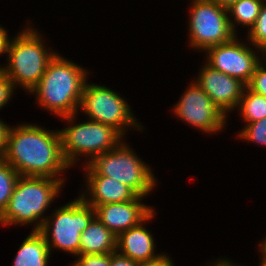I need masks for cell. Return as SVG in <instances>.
<instances>
[{"label":"cell","mask_w":266,"mask_h":266,"mask_svg":"<svg viewBox=\"0 0 266 266\" xmlns=\"http://www.w3.org/2000/svg\"><path fill=\"white\" fill-rule=\"evenodd\" d=\"M3 159L21 176L52 177L70 166L61 151L59 130H46L32 124L9 126Z\"/></svg>","instance_id":"1"},{"label":"cell","mask_w":266,"mask_h":266,"mask_svg":"<svg viewBox=\"0 0 266 266\" xmlns=\"http://www.w3.org/2000/svg\"><path fill=\"white\" fill-rule=\"evenodd\" d=\"M87 74L86 69L56 53L38 85L30 93L38 97L36 100L43 109L74 124Z\"/></svg>","instance_id":"2"},{"label":"cell","mask_w":266,"mask_h":266,"mask_svg":"<svg viewBox=\"0 0 266 266\" xmlns=\"http://www.w3.org/2000/svg\"><path fill=\"white\" fill-rule=\"evenodd\" d=\"M63 184L62 179L20 175L7 207L0 214V224L23 226L35 223L32 230H40L46 220L43 215Z\"/></svg>","instance_id":"3"},{"label":"cell","mask_w":266,"mask_h":266,"mask_svg":"<svg viewBox=\"0 0 266 266\" xmlns=\"http://www.w3.org/2000/svg\"><path fill=\"white\" fill-rule=\"evenodd\" d=\"M43 43L40 33L32 27H26L14 39H9L8 65L0 70L12 81L15 89L20 85L26 92H31L38 85L48 63L56 55Z\"/></svg>","instance_id":"4"},{"label":"cell","mask_w":266,"mask_h":266,"mask_svg":"<svg viewBox=\"0 0 266 266\" xmlns=\"http://www.w3.org/2000/svg\"><path fill=\"white\" fill-rule=\"evenodd\" d=\"M121 141L114 149L95 156L84 164L86 175H101L118 180L137 195L145 197L155 189L156 178L132 148Z\"/></svg>","instance_id":"5"},{"label":"cell","mask_w":266,"mask_h":266,"mask_svg":"<svg viewBox=\"0 0 266 266\" xmlns=\"http://www.w3.org/2000/svg\"><path fill=\"white\" fill-rule=\"evenodd\" d=\"M95 217V210L80 196L46 216L39 230L46 239L49 250L61 249L79 256L81 233ZM51 236V237H50Z\"/></svg>","instance_id":"6"},{"label":"cell","mask_w":266,"mask_h":266,"mask_svg":"<svg viewBox=\"0 0 266 266\" xmlns=\"http://www.w3.org/2000/svg\"><path fill=\"white\" fill-rule=\"evenodd\" d=\"M59 133L62 155L70 168L76 165L79 156L89 157L84 162L87 164L95 156L114 149L125 137L114 127L89 119L67 126Z\"/></svg>","instance_id":"7"},{"label":"cell","mask_w":266,"mask_h":266,"mask_svg":"<svg viewBox=\"0 0 266 266\" xmlns=\"http://www.w3.org/2000/svg\"><path fill=\"white\" fill-rule=\"evenodd\" d=\"M189 13V45L195 50L204 52L236 36L227 8L214 0H193Z\"/></svg>","instance_id":"8"},{"label":"cell","mask_w":266,"mask_h":266,"mask_svg":"<svg viewBox=\"0 0 266 266\" xmlns=\"http://www.w3.org/2000/svg\"><path fill=\"white\" fill-rule=\"evenodd\" d=\"M110 89L86 82L79 108L89 120L110 125L123 136L129 126L142 130L144 127L137 122L127 101Z\"/></svg>","instance_id":"9"},{"label":"cell","mask_w":266,"mask_h":266,"mask_svg":"<svg viewBox=\"0 0 266 266\" xmlns=\"http://www.w3.org/2000/svg\"><path fill=\"white\" fill-rule=\"evenodd\" d=\"M187 88L174 106V115L205 133L221 132L227 115L213 103L196 81Z\"/></svg>","instance_id":"10"},{"label":"cell","mask_w":266,"mask_h":266,"mask_svg":"<svg viewBox=\"0 0 266 266\" xmlns=\"http://www.w3.org/2000/svg\"><path fill=\"white\" fill-rule=\"evenodd\" d=\"M206 63L213 69L239 79L247 85L261 61L260 55L255 54L245 42H239L237 35L226 43L208 48Z\"/></svg>","instance_id":"11"},{"label":"cell","mask_w":266,"mask_h":266,"mask_svg":"<svg viewBox=\"0 0 266 266\" xmlns=\"http://www.w3.org/2000/svg\"><path fill=\"white\" fill-rule=\"evenodd\" d=\"M196 79L197 84L225 115L236 109L246 86L239 79L213 69L206 62Z\"/></svg>","instance_id":"12"},{"label":"cell","mask_w":266,"mask_h":266,"mask_svg":"<svg viewBox=\"0 0 266 266\" xmlns=\"http://www.w3.org/2000/svg\"><path fill=\"white\" fill-rule=\"evenodd\" d=\"M142 196L137 195L133 200L121 203L97 205L95 216L115 236L139 225L153 211L152 206L142 203Z\"/></svg>","instance_id":"13"},{"label":"cell","mask_w":266,"mask_h":266,"mask_svg":"<svg viewBox=\"0 0 266 266\" xmlns=\"http://www.w3.org/2000/svg\"><path fill=\"white\" fill-rule=\"evenodd\" d=\"M155 215L153 211L139 225L132 227L117 236L116 251L136 262L154 261L164 254H155L153 235L145 228V222ZM144 223V225H143Z\"/></svg>","instance_id":"14"},{"label":"cell","mask_w":266,"mask_h":266,"mask_svg":"<svg viewBox=\"0 0 266 266\" xmlns=\"http://www.w3.org/2000/svg\"><path fill=\"white\" fill-rule=\"evenodd\" d=\"M86 178L87 190L79 196L93 208L102 204L131 201L137 196L130 187L114 178L101 175H86Z\"/></svg>","instance_id":"15"},{"label":"cell","mask_w":266,"mask_h":266,"mask_svg":"<svg viewBox=\"0 0 266 266\" xmlns=\"http://www.w3.org/2000/svg\"><path fill=\"white\" fill-rule=\"evenodd\" d=\"M117 236L95 216L81 233L79 255L111 254L116 251Z\"/></svg>","instance_id":"16"},{"label":"cell","mask_w":266,"mask_h":266,"mask_svg":"<svg viewBox=\"0 0 266 266\" xmlns=\"http://www.w3.org/2000/svg\"><path fill=\"white\" fill-rule=\"evenodd\" d=\"M51 251L39 230H32L20 245L12 266H47Z\"/></svg>","instance_id":"17"},{"label":"cell","mask_w":266,"mask_h":266,"mask_svg":"<svg viewBox=\"0 0 266 266\" xmlns=\"http://www.w3.org/2000/svg\"><path fill=\"white\" fill-rule=\"evenodd\" d=\"M266 0H238L227 7L228 16H233L231 19L229 17V23L232 31L235 32L237 29L235 27L238 24H242L248 29H250L257 20L260 13L261 7ZM237 24V25H236Z\"/></svg>","instance_id":"18"},{"label":"cell","mask_w":266,"mask_h":266,"mask_svg":"<svg viewBox=\"0 0 266 266\" xmlns=\"http://www.w3.org/2000/svg\"><path fill=\"white\" fill-rule=\"evenodd\" d=\"M237 108L247 124L261 120L266 118V97L251 91L245 86Z\"/></svg>","instance_id":"19"},{"label":"cell","mask_w":266,"mask_h":266,"mask_svg":"<svg viewBox=\"0 0 266 266\" xmlns=\"http://www.w3.org/2000/svg\"><path fill=\"white\" fill-rule=\"evenodd\" d=\"M19 176L7 161L0 159V214L7 207Z\"/></svg>","instance_id":"20"},{"label":"cell","mask_w":266,"mask_h":266,"mask_svg":"<svg viewBox=\"0 0 266 266\" xmlns=\"http://www.w3.org/2000/svg\"><path fill=\"white\" fill-rule=\"evenodd\" d=\"M248 41L252 47L261 52L263 57L266 55V3L261 7L260 13L254 25L248 30ZM259 50V51H258Z\"/></svg>","instance_id":"21"},{"label":"cell","mask_w":266,"mask_h":266,"mask_svg":"<svg viewBox=\"0 0 266 266\" xmlns=\"http://www.w3.org/2000/svg\"><path fill=\"white\" fill-rule=\"evenodd\" d=\"M238 136L242 138L243 141L256 142V144H262V146L266 147V118L246 124L244 129H241Z\"/></svg>","instance_id":"22"},{"label":"cell","mask_w":266,"mask_h":266,"mask_svg":"<svg viewBox=\"0 0 266 266\" xmlns=\"http://www.w3.org/2000/svg\"><path fill=\"white\" fill-rule=\"evenodd\" d=\"M251 91L266 97V67L260 61L251 77V80L246 85Z\"/></svg>","instance_id":"23"},{"label":"cell","mask_w":266,"mask_h":266,"mask_svg":"<svg viewBox=\"0 0 266 266\" xmlns=\"http://www.w3.org/2000/svg\"><path fill=\"white\" fill-rule=\"evenodd\" d=\"M77 258L72 266H110V254H86Z\"/></svg>","instance_id":"24"},{"label":"cell","mask_w":266,"mask_h":266,"mask_svg":"<svg viewBox=\"0 0 266 266\" xmlns=\"http://www.w3.org/2000/svg\"><path fill=\"white\" fill-rule=\"evenodd\" d=\"M14 89L15 87L12 81L2 70H0V109H2L12 98Z\"/></svg>","instance_id":"25"},{"label":"cell","mask_w":266,"mask_h":266,"mask_svg":"<svg viewBox=\"0 0 266 266\" xmlns=\"http://www.w3.org/2000/svg\"><path fill=\"white\" fill-rule=\"evenodd\" d=\"M138 262L115 251L110 254V266H137Z\"/></svg>","instance_id":"26"},{"label":"cell","mask_w":266,"mask_h":266,"mask_svg":"<svg viewBox=\"0 0 266 266\" xmlns=\"http://www.w3.org/2000/svg\"><path fill=\"white\" fill-rule=\"evenodd\" d=\"M137 266H175L172 259L168 255L164 254L160 258L150 262H138Z\"/></svg>","instance_id":"27"},{"label":"cell","mask_w":266,"mask_h":266,"mask_svg":"<svg viewBox=\"0 0 266 266\" xmlns=\"http://www.w3.org/2000/svg\"><path fill=\"white\" fill-rule=\"evenodd\" d=\"M9 126L0 119V159L3 158L6 147V135Z\"/></svg>","instance_id":"28"},{"label":"cell","mask_w":266,"mask_h":266,"mask_svg":"<svg viewBox=\"0 0 266 266\" xmlns=\"http://www.w3.org/2000/svg\"><path fill=\"white\" fill-rule=\"evenodd\" d=\"M9 42L7 30L0 26V55L7 54V45Z\"/></svg>","instance_id":"29"},{"label":"cell","mask_w":266,"mask_h":266,"mask_svg":"<svg viewBox=\"0 0 266 266\" xmlns=\"http://www.w3.org/2000/svg\"><path fill=\"white\" fill-rule=\"evenodd\" d=\"M209 266H241V265H237L235 263H232V260L230 261L229 259L225 260V259H217V261L215 262V264L210 263Z\"/></svg>","instance_id":"30"},{"label":"cell","mask_w":266,"mask_h":266,"mask_svg":"<svg viewBox=\"0 0 266 266\" xmlns=\"http://www.w3.org/2000/svg\"><path fill=\"white\" fill-rule=\"evenodd\" d=\"M259 248H260V252H262L261 254V258L262 261L266 263V238L263 239L262 243H259Z\"/></svg>","instance_id":"31"},{"label":"cell","mask_w":266,"mask_h":266,"mask_svg":"<svg viewBox=\"0 0 266 266\" xmlns=\"http://www.w3.org/2000/svg\"><path fill=\"white\" fill-rule=\"evenodd\" d=\"M215 2H218L220 5H222L223 7L227 8L228 6H230L232 3H234L235 1L238 0H214Z\"/></svg>","instance_id":"32"},{"label":"cell","mask_w":266,"mask_h":266,"mask_svg":"<svg viewBox=\"0 0 266 266\" xmlns=\"http://www.w3.org/2000/svg\"><path fill=\"white\" fill-rule=\"evenodd\" d=\"M259 266H266V263L261 261Z\"/></svg>","instance_id":"33"}]
</instances>
